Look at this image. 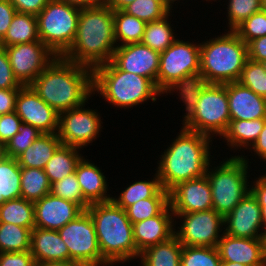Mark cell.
Returning a JSON list of instances; mask_svg holds the SVG:
<instances>
[{
    "mask_svg": "<svg viewBox=\"0 0 266 266\" xmlns=\"http://www.w3.org/2000/svg\"><path fill=\"white\" fill-rule=\"evenodd\" d=\"M30 86L59 114L88 103L93 94V69L57 56Z\"/></svg>",
    "mask_w": 266,
    "mask_h": 266,
    "instance_id": "cell-1",
    "label": "cell"
},
{
    "mask_svg": "<svg viewBox=\"0 0 266 266\" xmlns=\"http://www.w3.org/2000/svg\"><path fill=\"white\" fill-rule=\"evenodd\" d=\"M116 47L113 10L101 3L80 9L76 36L62 57L94 69L110 62Z\"/></svg>",
    "mask_w": 266,
    "mask_h": 266,
    "instance_id": "cell-2",
    "label": "cell"
},
{
    "mask_svg": "<svg viewBox=\"0 0 266 266\" xmlns=\"http://www.w3.org/2000/svg\"><path fill=\"white\" fill-rule=\"evenodd\" d=\"M213 138L181 127V131L164 151L157 174L162 188L168 192L178 183L206 175L212 167L210 155Z\"/></svg>",
    "mask_w": 266,
    "mask_h": 266,
    "instance_id": "cell-3",
    "label": "cell"
},
{
    "mask_svg": "<svg viewBox=\"0 0 266 266\" xmlns=\"http://www.w3.org/2000/svg\"><path fill=\"white\" fill-rule=\"evenodd\" d=\"M86 211L95 225L102 258L110 265L139 258L133 224L123 208L112 200L90 204Z\"/></svg>",
    "mask_w": 266,
    "mask_h": 266,
    "instance_id": "cell-4",
    "label": "cell"
},
{
    "mask_svg": "<svg viewBox=\"0 0 266 266\" xmlns=\"http://www.w3.org/2000/svg\"><path fill=\"white\" fill-rule=\"evenodd\" d=\"M95 92L108 103L124 109L148 100L153 103L163 94L149 78L119 70L111 61L93 69V94Z\"/></svg>",
    "mask_w": 266,
    "mask_h": 266,
    "instance_id": "cell-5",
    "label": "cell"
},
{
    "mask_svg": "<svg viewBox=\"0 0 266 266\" xmlns=\"http://www.w3.org/2000/svg\"><path fill=\"white\" fill-rule=\"evenodd\" d=\"M247 60L248 46L235 31L200 43V73L208 84L238 81Z\"/></svg>",
    "mask_w": 266,
    "mask_h": 266,
    "instance_id": "cell-6",
    "label": "cell"
},
{
    "mask_svg": "<svg viewBox=\"0 0 266 266\" xmlns=\"http://www.w3.org/2000/svg\"><path fill=\"white\" fill-rule=\"evenodd\" d=\"M224 160L217 167H208L206 172L212 193V209L223 217L251 191L247 157L241 154Z\"/></svg>",
    "mask_w": 266,
    "mask_h": 266,
    "instance_id": "cell-7",
    "label": "cell"
},
{
    "mask_svg": "<svg viewBox=\"0 0 266 266\" xmlns=\"http://www.w3.org/2000/svg\"><path fill=\"white\" fill-rule=\"evenodd\" d=\"M81 7L59 0H49L37 15L38 34L56 56H63L72 46Z\"/></svg>",
    "mask_w": 266,
    "mask_h": 266,
    "instance_id": "cell-8",
    "label": "cell"
},
{
    "mask_svg": "<svg viewBox=\"0 0 266 266\" xmlns=\"http://www.w3.org/2000/svg\"><path fill=\"white\" fill-rule=\"evenodd\" d=\"M183 127L213 138L222 136L231 121L227 83L207 84L195 109L182 120ZM213 135V136H212Z\"/></svg>",
    "mask_w": 266,
    "mask_h": 266,
    "instance_id": "cell-9",
    "label": "cell"
},
{
    "mask_svg": "<svg viewBox=\"0 0 266 266\" xmlns=\"http://www.w3.org/2000/svg\"><path fill=\"white\" fill-rule=\"evenodd\" d=\"M58 233L68 247L69 260L82 263L84 266H109L102 258L95 225L86 210L59 229Z\"/></svg>",
    "mask_w": 266,
    "mask_h": 266,
    "instance_id": "cell-10",
    "label": "cell"
},
{
    "mask_svg": "<svg viewBox=\"0 0 266 266\" xmlns=\"http://www.w3.org/2000/svg\"><path fill=\"white\" fill-rule=\"evenodd\" d=\"M200 72V43L176 39L160 53L157 88L164 93L183 76Z\"/></svg>",
    "mask_w": 266,
    "mask_h": 266,
    "instance_id": "cell-11",
    "label": "cell"
},
{
    "mask_svg": "<svg viewBox=\"0 0 266 266\" xmlns=\"http://www.w3.org/2000/svg\"><path fill=\"white\" fill-rule=\"evenodd\" d=\"M182 225L174 231L182 246L217 247L224 232V217L215 210L192 213H173ZM183 219V221H182ZM222 232V234H220Z\"/></svg>",
    "mask_w": 266,
    "mask_h": 266,
    "instance_id": "cell-12",
    "label": "cell"
},
{
    "mask_svg": "<svg viewBox=\"0 0 266 266\" xmlns=\"http://www.w3.org/2000/svg\"><path fill=\"white\" fill-rule=\"evenodd\" d=\"M85 104L59 113L57 135L61 143L81 149L95 141L101 132L100 115Z\"/></svg>",
    "mask_w": 266,
    "mask_h": 266,
    "instance_id": "cell-13",
    "label": "cell"
},
{
    "mask_svg": "<svg viewBox=\"0 0 266 266\" xmlns=\"http://www.w3.org/2000/svg\"><path fill=\"white\" fill-rule=\"evenodd\" d=\"M2 47L7 51L14 76L24 86L30 85L57 57L41 40Z\"/></svg>",
    "mask_w": 266,
    "mask_h": 266,
    "instance_id": "cell-14",
    "label": "cell"
},
{
    "mask_svg": "<svg viewBox=\"0 0 266 266\" xmlns=\"http://www.w3.org/2000/svg\"><path fill=\"white\" fill-rule=\"evenodd\" d=\"M15 112L22 123L30 124L43 134L57 133L59 114L30 86H23L17 95Z\"/></svg>",
    "mask_w": 266,
    "mask_h": 266,
    "instance_id": "cell-15",
    "label": "cell"
},
{
    "mask_svg": "<svg viewBox=\"0 0 266 266\" xmlns=\"http://www.w3.org/2000/svg\"><path fill=\"white\" fill-rule=\"evenodd\" d=\"M160 53L141 42L117 46L111 62L125 72L152 80L157 86Z\"/></svg>",
    "mask_w": 266,
    "mask_h": 266,
    "instance_id": "cell-16",
    "label": "cell"
},
{
    "mask_svg": "<svg viewBox=\"0 0 266 266\" xmlns=\"http://www.w3.org/2000/svg\"><path fill=\"white\" fill-rule=\"evenodd\" d=\"M224 229L223 232L231 237H262L263 232H259L264 231L261 207L251 191L224 217Z\"/></svg>",
    "mask_w": 266,
    "mask_h": 266,
    "instance_id": "cell-17",
    "label": "cell"
},
{
    "mask_svg": "<svg viewBox=\"0 0 266 266\" xmlns=\"http://www.w3.org/2000/svg\"><path fill=\"white\" fill-rule=\"evenodd\" d=\"M212 193L206 175L178 183L169 191L173 213H192L212 209Z\"/></svg>",
    "mask_w": 266,
    "mask_h": 266,
    "instance_id": "cell-18",
    "label": "cell"
},
{
    "mask_svg": "<svg viewBox=\"0 0 266 266\" xmlns=\"http://www.w3.org/2000/svg\"><path fill=\"white\" fill-rule=\"evenodd\" d=\"M84 211L80 205L50 193L34 202V227L58 231Z\"/></svg>",
    "mask_w": 266,
    "mask_h": 266,
    "instance_id": "cell-19",
    "label": "cell"
},
{
    "mask_svg": "<svg viewBox=\"0 0 266 266\" xmlns=\"http://www.w3.org/2000/svg\"><path fill=\"white\" fill-rule=\"evenodd\" d=\"M170 204L158 215L133 224L136 249L141 253L147 247L165 242L174 236L176 225Z\"/></svg>",
    "mask_w": 266,
    "mask_h": 266,
    "instance_id": "cell-20",
    "label": "cell"
},
{
    "mask_svg": "<svg viewBox=\"0 0 266 266\" xmlns=\"http://www.w3.org/2000/svg\"><path fill=\"white\" fill-rule=\"evenodd\" d=\"M216 248L221 261L266 266L261 238H237L223 233Z\"/></svg>",
    "mask_w": 266,
    "mask_h": 266,
    "instance_id": "cell-21",
    "label": "cell"
},
{
    "mask_svg": "<svg viewBox=\"0 0 266 266\" xmlns=\"http://www.w3.org/2000/svg\"><path fill=\"white\" fill-rule=\"evenodd\" d=\"M231 120L266 119V99L238 81L227 83Z\"/></svg>",
    "mask_w": 266,
    "mask_h": 266,
    "instance_id": "cell-22",
    "label": "cell"
},
{
    "mask_svg": "<svg viewBox=\"0 0 266 266\" xmlns=\"http://www.w3.org/2000/svg\"><path fill=\"white\" fill-rule=\"evenodd\" d=\"M30 252L36 264L69 260V250L57 230L34 227L31 230Z\"/></svg>",
    "mask_w": 266,
    "mask_h": 266,
    "instance_id": "cell-23",
    "label": "cell"
},
{
    "mask_svg": "<svg viewBox=\"0 0 266 266\" xmlns=\"http://www.w3.org/2000/svg\"><path fill=\"white\" fill-rule=\"evenodd\" d=\"M75 174L83 197L89 204L112 200L113 196L107 195V178L97 165L83 157L77 164Z\"/></svg>",
    "mask_w": 266,
    "mask_h": 266,
    "instance_id": "cell-24",
    "label": "cell"
},
{
    "mask_svg": "<svg viewBox=\"0 0 266 266\" xmlns=\"http://www.w3.org/2000/svg\"><path fill=\"white\" fill-rule=\"evenodd\" d=\"M61 144L57 133L42 134L16 159L21 168L44 169Z\"/></svg>",
    "mask_w": 266,
    "mask_h": 266,
    "instance_id": "cell-25",
    "label": "cell"
},
{
    "mask_svg": "<svg viewBox=\"0 0 266 266\" xmlns=\"http://www.w3.org/2000/svg\"><path fill=\"white\" fill-rule=\"evenodd\" d=\"M266 119L231 120L227 130L221 136L230 149H250L263 130Z\"/></svg>",
    "mask_w": 266,
    "mask_h": 266,
    "instance_id": "cell-26",
    "label": "cell"
},
{
    "mask_svg": "<svg viewBox=\"0 0 266 266\" xmlns=\"http://www.w3.org/2000/svg\"><path fill=\"white\" fill-rule=\"evenodd\" d=\"M183 246L174 235L169 240L144 249L140 255L141 266H181Z\"/></svg>",
    "mask_w": 266,
    "mask_h": 266,
    "instance_id": "cell-27",
    "label": "cell"
},
{
    "mask_svg": "<svg viewBox=\"0 0 266 266\" xmlns=\"http://www.w3.org/2000/svg\"><path fill=\"white\" fill-rule=\"evenodd\" d=\"M79 150V148L63 144L57 148L52 158L44 167V172L50 184L75 172L77 164L83 158L82 154L78 153Z\"/></svg>",
    "mask_w": 266,
    "mask_h": 266,
    "instance_id": "cell-28",
    "label": "cell"
},
{
    "mask_svg": "<svg viewBox=\"0 0 266 266\" xmlns=\"http://www.w3.org/2000/svg\"><path fill=\"white\" fill-rule=\"evenodd\" d=\"M150 197H169V192L162 188L158 174L154 175L151 181L140 180L135 181L131 185L121 191L118 198L113 197L112 201L124 210L142 199Z\"/></svg>",
    "mask_w": 266,
    "mask_h": 266,
    "instance_id": "cell-29",
    "label": "cell"
},
{
    "mask_svg": "<svg viewBox=\"0 0 266 266\" xmlns=\"http://www.w3.org/2000/svg\"><path fill=\"white\" fill-rule=\"evenodd\" d=\"M37 16L16 12L7 34L0 41V46H11L39 41Z\"/></svg>",
    "mask_w": 266,
    "mask_h": 266,
    "instance_id": "cell-30",
    "label": "cell"
},
{
    "mask_svg": "<svg viewBox=\"0 0 266 266\" xmlns=\"http://www.w3.org/2000/svg\"><path fill=\"white\" fill-rule=\"evenodd\" d=\"M207 81L200 72H195L183 76L181 79H178L174 82L166 91L163 93H173L175 90L179 91L178 95L180 96L181 101L185 105L187 117L196 107L201 91L206 87Z\"/></svg>",
    "mask_w": 266,
    "mask_h": 266,
    "instance_id": "cell-31",
    "label": "cell"
},
{
    "mask_svg": "<svg viewBox=\"0 0 266 266\" xmlns=\"http://www.w3.org/2000/svg\"><path fill=\"white\" fill-rule=\"evenodd\" d=\"M113 21L117 46L141 42L146 22L123 10L113 11Z\"/></svg>",
    "mask_w": 266,
    "mask_h": 266,
    "instance_id": "cell-32",
    "label": "cell"
},
{
    "mask_svg": "<svg viewBox=\"0 0 266 266\" xmlns=\"http://www.w3.org/2000/svg\"><path fill=\"white\" fill-rule=\"evenodd\" d=\"M0 222L34 228V202L22 197L4 201L0 204Z\"/></svg>",
    "mask_w": 266,
    "mask_h": 266,
    "instance_id": "cell-33",
    "label": "cell"
},
{
    "mask_svg": "<svg viewBox=\"0 0 266 266\" xmlns=\"http://www.w3.org/2000/svg\"><path fill=\"white\" fill-rule=\"evenodd\" d=\"M169 16H171L170 13L161 20L147 23L141 43L159 53L172 45L177 38L174 36L176 34L172 29L174 27H171L173 26L171 21H168Z\"/></svg>",
    "mask_w": 266,
    "mask_h": 266,
    "instance_id": "cell-34",
    "label": "cell"
},
{
    "mask_svg": "<svg viewBox=\"0 0 266 266\" xmlns=\"http://www.w3.org/2000/svg\"><path fill=\"white\" fill-rule=\"evenodd\" d=\"M21 197L35 202L50 194L51 184L44 169L21 168Z\"/></svg>",
    "mask_w": 266,
    "mask_h": 266,
    "instance_id": "cell-35",
    "label": "cell"
},
{
    "mask_svg": "<svg viewBox=\"0 0 266 266\" xmlns=\"http://www.w3.org/2000/svg\"><path fill=\"white\" fill-rule=\"evenodd\" d=\"M21 167L16 158L0 162V204L21 197Z\"/></svg>",
    "mask_w": 266,
    "mask_h": 266,
    "instance_id": "cell-36",
    "label": "cell"
},
{
    "mask_svg": "<svg viewBox=\"0 0 266 266\" xmlns=\"http://www.w3.org/2000/svg\"><path fill=\"white\" fill-rule=\"evenodd\" d=\"M32 229L0 222V253L29 251Z\"/></svg>",
    "mask_w": 266,
    "mask_h": 266,
    "instance_id": "cell-37",
    "label": "cell"
},
{
    "mask_svg": "<svg viewBox=\"0 0 266 266\" xmlns=\"http://www.w3.org/2000/svg\"><path fill=\"white\" fill-rule=\"evenodd\" d=\"M171 10L163 0H135L123 9L146 23L163 19Z\"/></svg>",
    "mask_w": 266,
    "mask_h": 266,
    "instance_id": "cell-38",
    "label": "cell"
},
{
    "mask_svg": "<svg viewBox=\"0 0 266 266\" xmlns=\"http://www.w3.org/2000/svg\"><path fill=\"white\" fill-rule=\"evenodd\" d=\"M169 197H150L135 202L125 209L132 224L160 214L168 205Z\"/></svg>",
    "mask_w": 266,
    "mask_h": 266,
    "instance_id": "cell-39",
    "label": "cell"
},
{
    "mask_svg": "<svg viewBox=\"0 0 266 266\" xmlns=\"http://www.w3.org/2000/svg\"><path fill=\"white\" fill-rule=\"evenodd\" d=\"M216 247L183 246L181 266H220Z\"/></svg>",
    "mask_w": 266,
    "mask_h": 266,
    "instance_id": "cell-40",
    "label": "cell"
},
{
    "mask_svg": "<svg viewBox=\"0 0 266 266\" xmlns=\"http://www.w3.org/2000/svg\"><path fill=\"white\" fill-rule=\"evenodd\" d=\"M238 82L266 99V70L262 63L248 59Z\"/></svg>",
    "mask_w": 266,
    "mask_h": 266,
    "instance_id": "cell-41",
    "label": "cell"
},
{
    "mask_svg": "<svg viewBox=\"0 0 266 266\" xmlns=\"http://www.w3.org/2000/svg\"><path fill=\"white\" fill-rule=\"evenodd\" d=\"M50 193L56 197L76 203L84 210L90 205L83 197L75 172L52 183Z\"/></svg>",
    "mask_w": 266,
    "mask_h": 266,
    "instance_id": "cell-42",
    "label": "cell"
},
{
    "mask_svg": "<svg viewBox=\"0 0 266 266\" xmlns=\"http://www.w3.org/2000/svg\"><path fill=\"white\" fill-rule=\"evenodd\" d=\"M228 2V28L232 31L253 13L262 10V0H229Z\"/></svg>",
    "mask_w": 266,
    "mask_h": 266,
    "instance_id": "cell-43",
    "label": "cell"
},
{
    "mask_svg": "<svg viewBox=\"0 0 266 266\" xmlns=\"http://www.w3.org/2000/svg\"><path fill=\"white\" fill-rule=\"evenodd\" d=\"M42 134L32 125L22 123L19 132L6 144L7 156L17 158Z\"/></svg>",
    "mask_w": 266,
    "mask_h": 266,
    "instance_id": "cell-44",
    "label": "cell"
},
{
    "mask_svg": "<svg viewBox=\"0 0 266 266\" xmlns=\"http://www.w3.org/2000/svg\"><path fill=\"white\" fill-rule=\"evenodd\" d=\"M234 31L246 44L253 39L266 36V11L260 10L253 13Z\"/></svg>",
    "mask_w": 266,
    "mask_h": 266,
    "instance_id": "cell-45",
    "label": "cell"
},
{
    "mask_svg": "<svg viewBox=\"0 0 266 266\" xmlns=\"http://www.w3.org/2000/svg\"><path fill=\"white\" fill-rule=\"evenodd\" d=\"M23 86L14 76L7 51L0 46V89H21Z\"/></svg>",
    "mask_w": 266,
    "mask_h": 266,
    "instance_id": "cell-46",
    "label": "cell"
},
{
    "mask_svg": "<svg viewBox=\"0 0 266 266\" xmlns=\"http://www.w3.org/2000/svg\"><path fill=\"white\" fill-rule=\"evenodd\" d=\"M22 120L16 112L0 115V142H7L15 136L21 127Z\"/></svg>",
    "mask_w": 266,
    "mask_h": 266,
    "instance_id": "cell-47",
    "label": "cell"
},
{
    "mask_svg": "<svg viewBox=\"0 0 266 266\" xmlns=\"http://www.w3.org/2000/svg\"><path fill=\"white\" fill-rule=\"evenodd\" d=\"M0 266H36L29 251L0 253Z\"/></svg>",
    "mask_w": 266,
    "mask_h": 266,
    "instance_id": "cell-48",
    "label": "cell"
},
{
    "mask_svg": "<svg viewBox=\"0 0 266 266\" xmlns=\"http://www.w3.org/2000/svg\"><path fill=\"white\" fill-rule=\"evenodd\" d=\"M251 185V192L257 198L261 207L263 227L266 230V174L258 177Z\"/></svg>",
    "mask_w": 266,
    "mask_h": 266,
    "instance_id": "cell-49",
    "label": "cell"
},
{
    "mask_svg": "<svg viewBox=\"0 0 266 266\" xmlns=\"http://www.w3.org/2000/svg\"><path fill=\"white\" fill-rule=\"evenodd\" d=\"M16 12L10 0H0V41L7 34Z\"/></svg>",
    "mask_w": 266,
    "mask_h": 266,
    "instance_id": "cell-50",
    "label": "cell"
},
{
    "mask_svg": "<svg viewBox=\"0 0 266 266\" xmlns=\"http://www.w3.org/2000/svg\"><path fill=\"white\" fill-rule=\"evenodd\" d=\"M17 12L38 15L49 0H10Z\"/></svg>",
    "mask_w": 266,
    "mask_h": 266,
    "instance_id": "cell-51",
    "label": "cell"
},
{
    "mask_svg": "<svg viewBox=\"0 0 266 266\" xmlns=\"http://www.w3.org/2000/svg\"><path fill=\"white\" fill-rule=\"evenodd\" d=\"M247 46L248 59L260 63L266 61V36L253 39Z\"/></svg>",
    "mask_w": 266,
    "mask_h": 266,
    "instance_id": "cell-52",
    "label": "cell"
},
{
    "mask_svg": "<svg viewBox=\"0 0 266 266\" xmlns=\"http://www.w3.org/2000/svg\"><path fill=\"white\" fill-rule=\"evenodd\" d=\"M19 90L0 89V115L15 112V103Z\"/></svg>",
    "mask_w": 266,
    "mask_h": 266,
    "instance_id": "cell-53",
    "label": "cell"
},
{
    "mask_svg": "<svg viewBox=\"0 0 266 266\" xmlns=\"http://www.w3.org/2000/svg\"><path fill=\"white\" fill-rule=\"evenodd\" d=\"M250 149L251 151L253 150L263 162L266 161V122L264 124L263 130L258 136V139Z\"/></svg>",
    "mask_w": 266,
    "mask_h": 266,
    "instance_id": "cell-54",
    "label": "cell"
},
{
    "mask_svg": "<svg viewBox=\"0 0 266 266\" xmlns=\"http://www.w3.org/2000/svg\"><path fill=\"white\" fill-rule=\"evenodd\" d=\"M135 0H103V3L111 8L113 11L123 10L130 3Z\"/></svg>",
    "mask_w": 266,
    "mask_h": 266,
    "instance_id": "cell-55",
    "label": "cell"
},
{
    "mask_svg": "<svg viewBox=\"0 0 266 266\" xmlns=\"http://www.w3.org/2000/svg\"><path fill=\"white\" fill-rule=\"evenodd\" d=\"M78 7H93L103 3V0H59Z\"/></svg>",
    "mask_w": 266,
    "mask_h": 266,
    "instance_id": "cell-56",
    "label": "cell"
},
{
    "mask_svg": "<svg viewBox=\"0 0 266 266\" xmlns=\"http://www.w3.org/2000/svg\"><path fill=\"white\" fill-rule=\"evenodd\" d=\"M36 266H84L82 263L66 260V261H48L36 264Z\"/></svg>",
    "mask_w": 266,
    "mask_h": 266,
    "instance_id": "cell-57",
    "label": "cell"
},
{
    "mask_svg": "<svg viewBox=\"0 0 266 266\" xmlns=\"http://www.w3.org/2000/svg\"><path fill=\"white\" fill-rule=\"evenodd\" d=\"M6 144L0 142V162L7 158Z\"/></svg>",
    "mask_w": 266,
    "mask_h": 266,
    "instance_id": "cell-58",
    "label": "cell"
},
{
    "mask_svg": "<svg viewBox=\"0 0 266 266\" xmlns=\"http://www.w3.org/2000/svg\"><path fill=\"white\" fill-rule=\"evenodd\" d=\"M261 239H262V245H263V256L266 261V230H264V232L262 233Z\"/></svg>",
    "mask_w": 266,
    "mask_h": 266,
    "instance_id": "cell-59",
    "label": "cell"
},
{
    "mask_svg": "<svg viewBox=\"0 0 266 266\" xmlns=\"http://www.w3.org/2000/svg\"><path fill=\"white\" fill-rule=\"evenodd\" d=\"M220 266H248L245 264H240L238 262H226V261H221Z\"/></svg>",
    "mask_w": 266,
    "mask_h": 266,
    "instance_id": "cell-60",
    "label": "cell"
},
{
    "mask_svg": "<svg viewBox=\"0 0 266 266\" xmlns=\"http://www.w3.org/2000/svg\"><path fill=\"white\" fill-rule=\"evenodd\" d=\"M164 1V3L171 9L172 8V6H173V4H174V2L175 1H178V0H163ZM173 3V4H172Z\"/></svg>",
    "mask_w": 266,
    "mask_h": 266,
    "instance_id": "cell-61",
    "label": "cell"
},
{
    "mask_svg": "<svg viewBox=\"0 0 266 266\" xmlns=\"http://www.w3.org/2000/svg\"><path fill=\"white\" fill-rule=\"evenodd\" d=\"M262 10L266 11V0H262Z\"/></svg>",
    "mask_w": 266,
    "mask_h": 266,
    "instance_id": "cell-62",
    "label": "cell"
},
{
    "mask_svg": "<svg viewBox=\"0 0 266 266\" xmlns=\"http://www.w3.org/2000/svg\"><path fill=\"white\" fill-rule=\"evenodd\" d=\"M262 64L264 65V68L266 70V61L265 62H262Z\"/></svg>",
    "mask_w": 266,
    "mask_h": 266,
    "instance_id": "cell-63",
    "label": "cell"
}]
</instances>
